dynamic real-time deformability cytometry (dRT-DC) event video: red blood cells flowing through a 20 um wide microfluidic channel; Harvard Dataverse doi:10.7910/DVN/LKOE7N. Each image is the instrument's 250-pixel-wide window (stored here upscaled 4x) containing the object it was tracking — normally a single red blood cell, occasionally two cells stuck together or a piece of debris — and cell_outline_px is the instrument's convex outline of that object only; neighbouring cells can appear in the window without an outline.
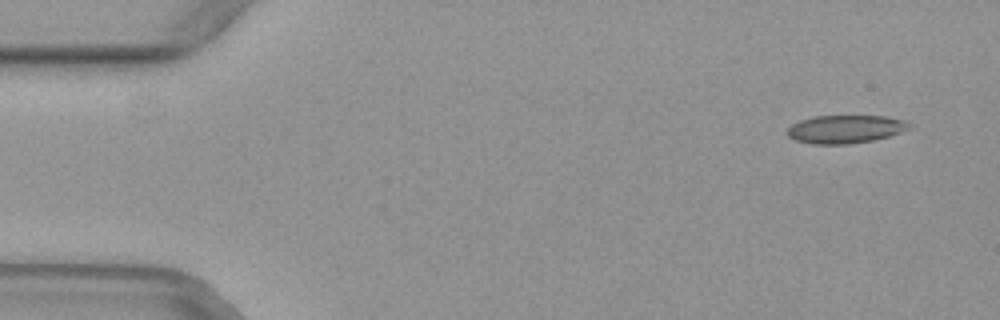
{"species": "common noctule bat (a hibernating species)", "species_latin": "Nyctalus noctula", "temperature_condition": "warm", "stored_images_in_passage": 50, "camera_frame_rate_fps": 3000, "um_per_image_px": 0.085, "animal": {"sex": "female", "body_mass_g": 29.2, "forearm_length_mm": 56.3}, "frame": {"image": 1, "passage_image": 3, "time_ms": 0.667, "image_size_px": [1000, 320], "cell_outline_px": [[912, 128], [888, 136], [872, 140], [848, 144], [812, 144], [796, 140], [788, 136], [788, 128], [792, 124], [800, 120], [812, 116], [884, 116], [904, 120], [912, 124]], "centroid_in_image_um": [71.86, 10.97], "position_along_channel_um": 13.1, "area_um2": 19.94}}
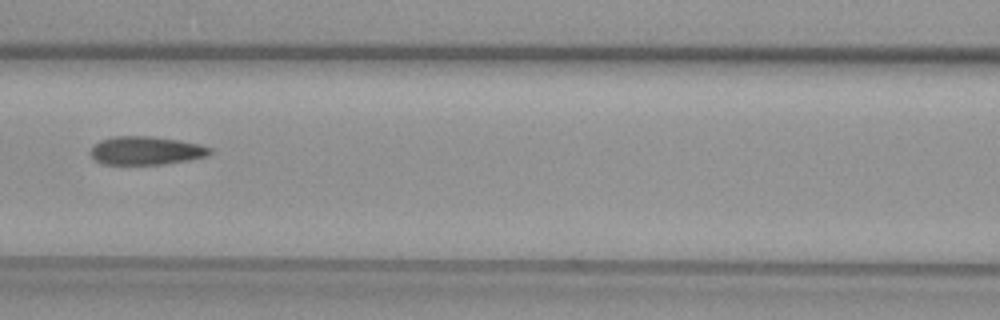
{"frame": {"image": 2, "passage_image": 22, "time_ms": 7.0, "image_size_px": [1000, 320], "cell_outline_px": [[212, 152], [208, 156], [192, 160], [164, 164], [100, 164], [88, 152], [100, 140], [112, 136], [152, 136], [180, 140], [200, 144], [212, 148]], "centroid_in_image_um": [12.45, 12.8], "position_along_channel_um": 154.2, "area_um2": 20.0}}
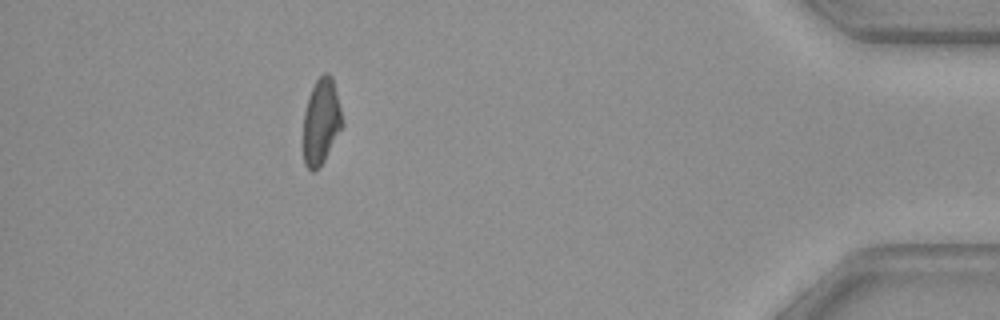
{"frame": {"image": 3, "passage_image": 45, "time_ms": 14.667, "image_size_px": [1000, 320], "cell_outline_px": [[344, 124], [320, 168], [312, 172], [304, 164], [304, 112], [308, 96], [316, 80], [324, 72], [328, 72], [332, 76]], "centroid_in_image_um": [27.3, 10.34], "position_along_channel_um": 407.9, "area_um2": 19.48}}